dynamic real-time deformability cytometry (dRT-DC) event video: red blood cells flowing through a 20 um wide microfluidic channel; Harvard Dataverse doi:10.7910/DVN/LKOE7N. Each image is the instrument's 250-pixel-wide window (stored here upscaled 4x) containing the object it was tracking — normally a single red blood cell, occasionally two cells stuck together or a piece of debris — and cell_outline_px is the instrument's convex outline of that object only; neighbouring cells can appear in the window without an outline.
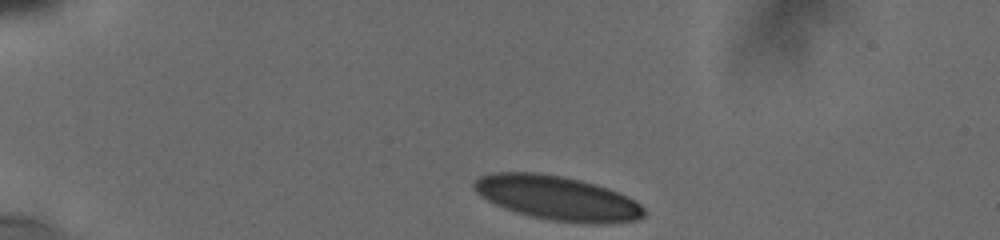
{"species": "human", "species_latin": "Homo sapiens", "temperature_condition": "cold", "stored_images_in_passage": 38, "camera_frame_rate_fps": 3000, "um_per_image_px": 0.085, "donor": {"sex": "male"}, "frame": {"image": 1, "passage_image": 1, "time_ms": 0.0, "image_size_px": [1000, 240], "cell_outline_px": [[648, 212], [644, 216], [636, 220], [608, 224], [592, 224], [552, 220], [532, 216], [516, 212], [504, 208], [480, 196], [472, 188], [472, 184], [480, 176], [496, 172], [532, 172], [560, 176], [580, 180], [616, 192], [640, 204]], "centroid_in_image_um": [47.35, 16.84], "position_along_channel_um": 37.6, "area_um2": 43.41}}
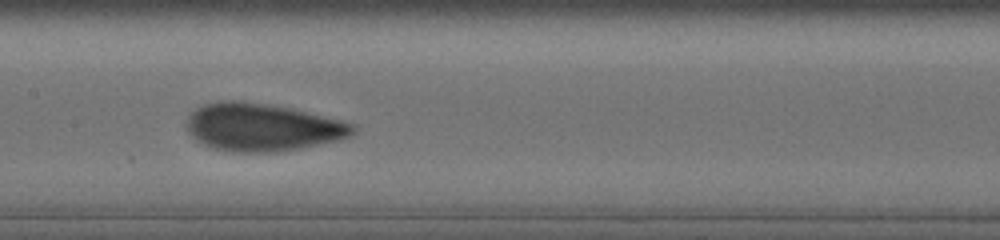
{"frame": {"image": 2, "passage_image": 18, "time_ms": 5.667, "image_size_px": [1000, 240], "cell_outline_px": [[356, 132], [340, 140], [300, 148], [276, 152], [236, 152], [216, 148], [204, 144], [196, 140], [188, 132], [188, 116], [196, 108], [204, 104], [216, 100], [236, 100], [268, 104], [292, 108], [356, 124]], "centroid_in_image_um": [22.31, 10.8], "position_along_channel_um": 185.1, "area_um2": 46.18}}
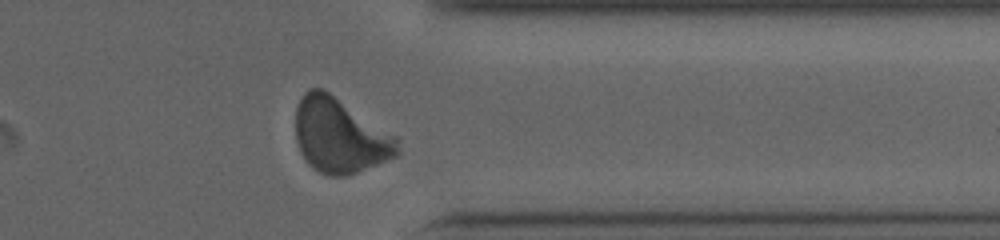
{"frame": {"image": 3, "passage_image": 34, "time_ms": 11.0, "image_size_px": [1000, 240], "cell_outline_px": [[400, 152], [396, 156], [356, 172], [344, 176], [332, 176], [320, 172], [312, 168], [308, 164], [300, 152], [296, 140], [296, 108], [304, 92], [312, 88], [324, 88], [396, 136], [400, 140]], "centroid_in_image_um": [28.89, 11.52], "position_along_channel_um": 382.5, "area_um2": 44.39}, "authors_computed_cell_mechanics": {"area_um2": 44.4771, "velocity_mm_per_s": 3.75, "shape_relaxation_time_tau1_ms": 5.251, "shape_relaxation_time_tau2_ms": null, "deformation_change_tau1": 0.1539, "deformation_change_tau2": null}}